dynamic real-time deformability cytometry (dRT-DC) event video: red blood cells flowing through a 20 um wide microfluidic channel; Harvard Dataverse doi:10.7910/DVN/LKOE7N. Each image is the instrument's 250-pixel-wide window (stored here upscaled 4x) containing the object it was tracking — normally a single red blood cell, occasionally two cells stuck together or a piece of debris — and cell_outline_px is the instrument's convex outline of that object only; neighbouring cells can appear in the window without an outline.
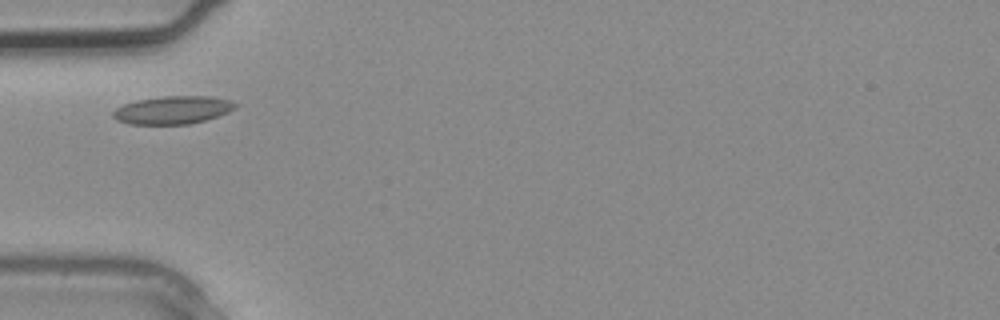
{"species": "common noctule bat (a hibernating species)", "species_latin": "Nyctalus noctula", "temperature_condition": "warm", "stored_images_in_passage": 1, "camera_frame_rate_fps": 3000, "um_per_image_px": 0.085, "animal": {"sex": "male", "body_mass_g": 20.4}, "frame": {"image": 1, "passage_image": 1, "time_ms": 0.0, "image_size_px": [1000, 320], "cell_outline_px": [[240, 104], [236, 108], [228, 112], [192, 124], [128, 124], [116, 120], [112, 116], [112, 112], [116, 108], [124, 104], [136, 100], [164, 96], [212, 96], [232, 100]], "centroid_in_image_um": [14.7, 9.34], "position_along_channel_um": 70.3, "area_um2": 20.11}}